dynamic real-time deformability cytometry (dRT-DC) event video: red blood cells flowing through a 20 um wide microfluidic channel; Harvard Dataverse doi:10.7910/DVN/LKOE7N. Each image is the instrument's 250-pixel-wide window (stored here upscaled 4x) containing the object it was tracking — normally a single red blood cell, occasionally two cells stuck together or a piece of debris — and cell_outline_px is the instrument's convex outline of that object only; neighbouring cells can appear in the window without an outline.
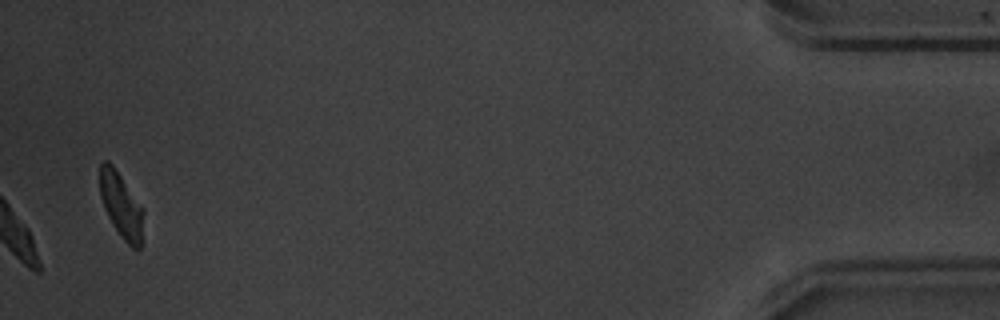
{"species": "common noctule bat (a hibernating species)", "species_latin": "Nyctalus noctula", "temperature_condition": "warm", "stored_images_in_passage": 39, "camera_frame_rate_fps": 3000, "um_per_image_px": 0.085, "animal": {"sex": "male", "body_mass_g": 20.1, "forearm_length_mm": 53.5}, "frame": {"image": 1, "passage_image": 39, "time_ms": 12.667, "image_size_px": [1000, 320], "cell_outline_px": [[144, 212], [140, 248], [132, 248], [120, 236], [112, 224], [104, 208], [100, 196], [100, 164], [104, 160], [108, 160], [112, 164], [144, 208]], "centroid_in_image_um": [10.3, 17.44], "position_along_channel_um": 424.9, "area_um2": 16.59}, "authors_computed_cell_mechanics": {"area_um2": 17.3978, "velocity_mm_per_s": 3.7573, "shape_relaxation_time_tau1_ms": 3.0325, "shape_relaxation_time_tau2_ms": 1.4997, "deformation_change_tau1": 0.1583, "deformation_change_tau2": 0.052}}